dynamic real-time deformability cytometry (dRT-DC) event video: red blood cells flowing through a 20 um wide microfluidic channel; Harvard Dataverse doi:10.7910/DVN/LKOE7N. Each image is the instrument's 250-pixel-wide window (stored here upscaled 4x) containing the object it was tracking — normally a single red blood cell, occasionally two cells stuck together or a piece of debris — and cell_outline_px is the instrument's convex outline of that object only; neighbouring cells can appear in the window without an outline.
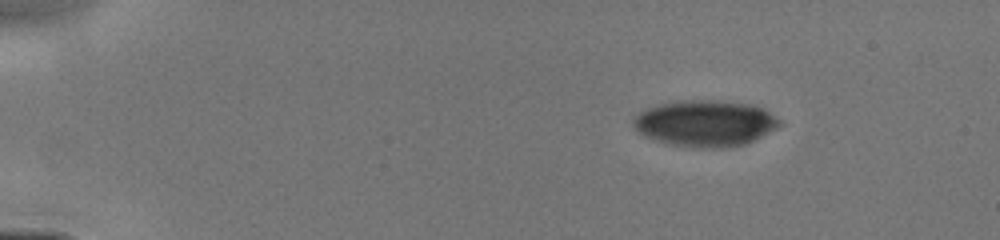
{"species": "human", "species_latin": "Homo sapiens", "temperature_condition": "cold", "stored_images_in_passage": 40, "camera_frame_rate_fps": 3000, "um_per_image_px": 0.085, "donor": {"sex": "male"}, "frame": {"image": 1, "passage_image": 1, "time_ms": 0.0, "image_size_px": [1000, 240], "cell_outline_px": [[784, 124], [744, 144], [724, 148], [696, 148], [672, 144], [656, 140], [644, 136], [632, 124], [632, 116], [648, 108], [660, 104], [680, 100], [724, 100], [752, 104], [768, 112], [780, 120]], "centroid_in_image_um": [59.92, 10.47], "position_along_channel_um": 25.1, "area_um2": 39.36}}
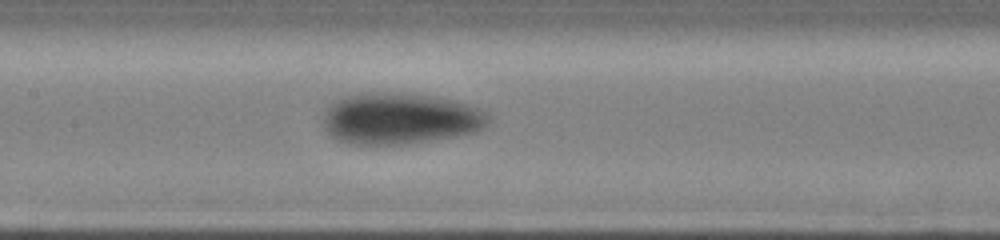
{"frame": {"image": 2, "passage_image": 23, "time_ms": 5.667, "image_size_px": [1000, 240], "cell_outline_px": [[492, 120], [488, 124], [476, 132], [456, 136], [408, 144], [352, 144], [336, 140], [324, 128], [320, 116], [324, 108], [332, 100], [340, 96], [360, 92], [412, 92], [436, 96], [468, 104], [488, 112]], "centroid_in_image_um": [33.94, 10.04], "position_along_channel_um": 173.5, "area_um2": 50.92}}
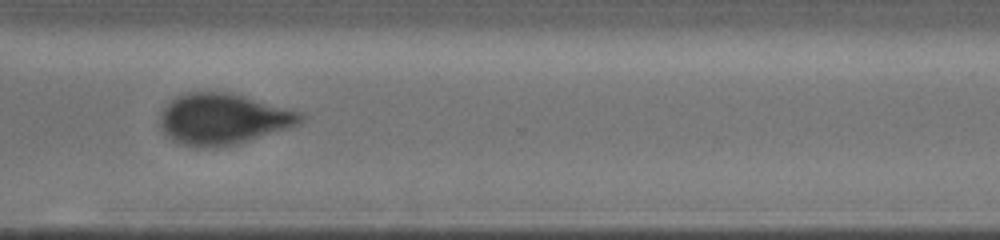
{"frame": {"image": 3, "passage_image": 39, "time_ms": 9.667, "image_size_px": [1000, 240], "cell_outline_px": [[304, 120], [300, 124], [288, 128], [236, 144], [216, 148], [196, 148], [180, 144], [172, 140], [160, 128], [160, 112], [176, 96], [188, 92], [228, 92], [244, 96], [288, 108], [300, 112], [304, 116]], "centroid_in_image_um": [18.94, 10.13], "position_along_channel_um": 351.7, "area_um2": 41.85}}